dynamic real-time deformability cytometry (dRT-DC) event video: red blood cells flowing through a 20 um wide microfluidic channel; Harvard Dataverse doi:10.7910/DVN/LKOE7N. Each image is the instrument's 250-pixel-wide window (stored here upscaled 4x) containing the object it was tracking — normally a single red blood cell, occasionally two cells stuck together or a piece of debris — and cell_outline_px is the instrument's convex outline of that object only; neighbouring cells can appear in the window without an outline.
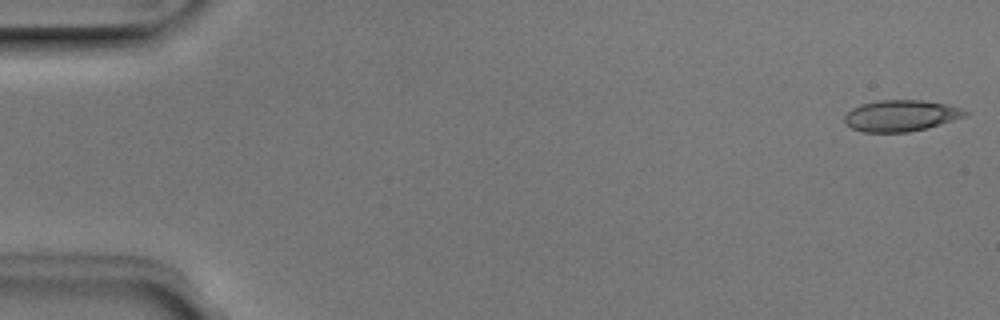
{"species": "Egyptian fruit bat (a non-hibernating species)", "species_latin": "Rousettus aegyptiacus", "temperature_condition": "room temperature", "stored_images_in_passage": 5, "camera_frame_rate_fps": 3000, "um_per_image_px": 0.085, "animal": {"sex": "male"}, "frame": {"image": 1, "passage_image": 1, "time_ms": 0.0, "image_size_px": [1000, 320], "cell_outline_px": [[968, 116], [924, 128], [908, 132], [864, 132], [852, 128], [844, 120], [844, 116], [852, 108], [860, 104], [880, 100], [924, 100], [944, 104], [960, 108], [968, 112]], "centroid_in_image_um": [76.56, 9.82], "position_along_channel_um": 8.4, "area_um2": 21.73}}